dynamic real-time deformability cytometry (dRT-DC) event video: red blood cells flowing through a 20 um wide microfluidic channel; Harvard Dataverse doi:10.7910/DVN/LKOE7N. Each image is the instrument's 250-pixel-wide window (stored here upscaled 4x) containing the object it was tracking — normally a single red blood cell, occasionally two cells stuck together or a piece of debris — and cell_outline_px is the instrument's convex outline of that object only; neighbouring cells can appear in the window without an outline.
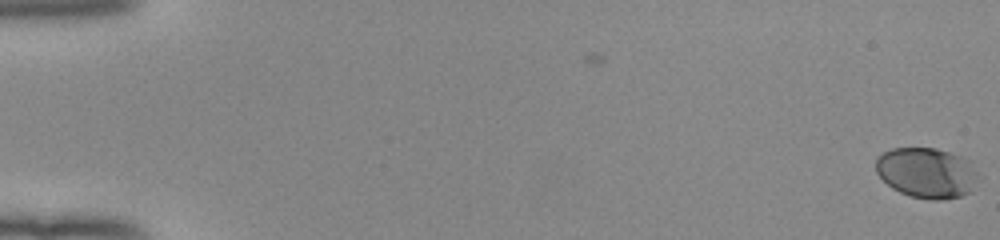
{"species": "human", "species_latin": "Homo sapiens", "temperature_condition": "room temperature", "stored_images_in_passage": 53, "camera_frame_rate_fps": 3000, "um_per_image_px": 0.085, "donor": {"sex": "female"}, "frame": {"image": 1, "passage_image": 1, "time_ms": 0.0, "image_size_px": [1000, 240], "cell_outline_px": [[976, 176], [972, 192], [960, 196], [944, 200], [932, 200], [912, 196], [900, 192], [892, 188], [876, 172], [876, 156], [892, 148], [936, 148], [960, 156], [968, 160], [976, 172]], "centroid_in_image_um": [78.74, 14.69], "position_along_channel_um": 6.3, "area_um2": 29.88}}
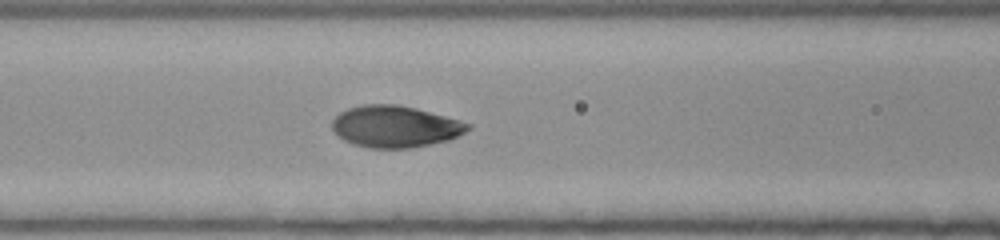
{"frame": {"image": 2, "passage_image": 25, "time_ms": 8.0, "image_size_px": [1000, 240], "cell_outline_px": [[472, 128], [448, 140], [408, 148], [368, 148], [352, 144], [344, 140], [332, 128], [332, 120], [340, 112], [348, 108], [364, 104], [396, 104], [416, 108], [460, 120], [472, 124]], "centroid_in_image_um": [33.58, 10.75], "position_along_channel_um": 133.0, "area_um2": 32.83}}
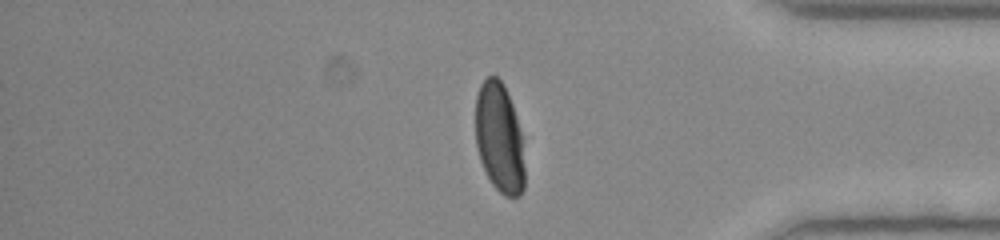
{"frame": {"image": 3, "passage_image": 46, "time_ms": 15.0, "image_size_px": [1000, 240], "cell_outline_px": [[524, 188], [520, 196], [504, 196], [492, 184], [480, 160], [476, 144], [476, 96], [480, 84], [488, 76], [496, 76], [504, 84], [512, 104], [516, 116], [520, 132], [524, 168]], "centroid_in_image_um": [42.43, 11.72], "position_along_channel_um": 392.8, "area_um2": 31.21}, "authors_computed_cell_mechanics": {"area_um2": 32.7148, "velocity_mm_per_s": 3.9717, "shape_relaxation_time_tau1_ms": 2.7173, "shape_relaxation_time_tau2_ms": null, "deformation_change_tau1": 0.1626, "deformation_change_tau2": null}}